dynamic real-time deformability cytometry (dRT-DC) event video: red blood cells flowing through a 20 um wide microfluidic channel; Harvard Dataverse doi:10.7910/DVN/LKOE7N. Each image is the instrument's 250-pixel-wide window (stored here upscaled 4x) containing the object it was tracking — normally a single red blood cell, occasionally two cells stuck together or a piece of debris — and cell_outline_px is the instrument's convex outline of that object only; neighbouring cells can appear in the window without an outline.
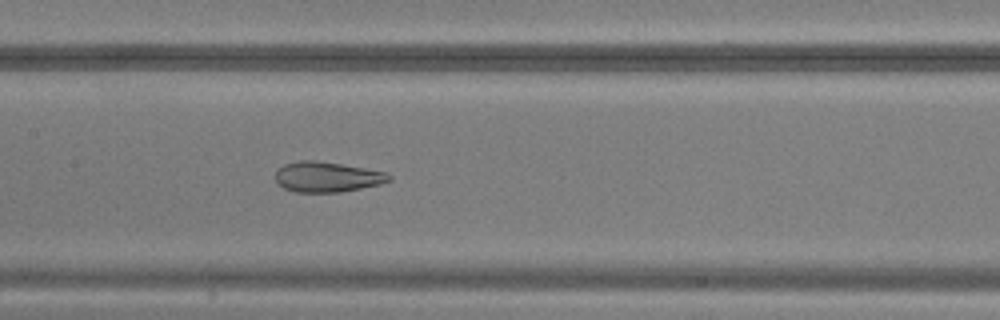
{"species": "common noctule bat (a hibernating species)", "species_latin": "Nyctalus noctula", "temperature_condition": "warm", "stored_images_in_passage": 50, "camera_frame_rate_fps": 3000, "um_per_image_px": 0.085, "animal": {"sex": "male", "body_mass_g": 20.5, "forearm_length_mm": 52.5}, "frame": {"image": 1, "passage_image": 25, "time_ms": 8.0, "image_size_px": [1000, 320], "cell_outline_px": [[392, 180], [380, 184], [340, 192], [296, 192], [284, 188], [276, 180], [276, 168], [284, 164], [300, 160], [312, 160], [340, 164], [388, 172], [392, 176]], "centroid_in_image_um": [27.81, 15.03], "position_along_channel_um": 179.6, "area_um2": 20.0}}
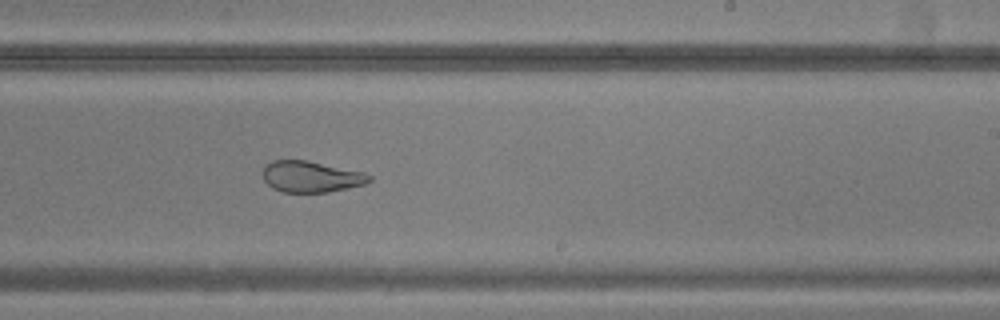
{"frame": {"image": 2, "passage_image": 31, "time_ms": 10.0, "image_size_px": [1000, 320], "cell_outline_px": [[372, 180], [364, 184], [348, 188], [328, 192], [280, 192], [272, 188], [264, 180], [264, 164], [272, 160], [308, 160], [364, 172], [372, 176]], "centroid_in_image_um": [26.44, 15.01], "position_along_channel_um": 262.6, "area_um2": 19.48}}
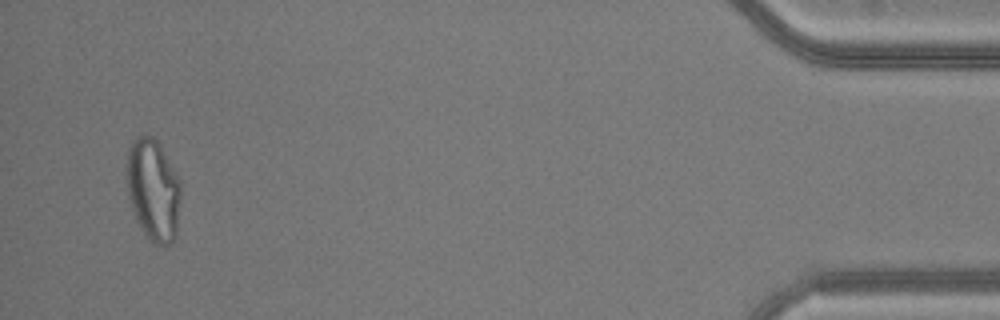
{"frame": {"image": 3, "passage_image": 48, "time_ms": 15.667, "image_size_px": [1000, 320], "cell_outline_px": [[180, 196], [176, 236], [168, 244], [152, 244], [140, 228], [136, 220], [128, 196], [128, 148], [132, 140], [140, 136], [152, 136], [160, 144], [180, 180]], "centroid_in_image_um": [13.03, 16.15], "position_along_channel_um": 422.2, "area_um2": 31.85}}